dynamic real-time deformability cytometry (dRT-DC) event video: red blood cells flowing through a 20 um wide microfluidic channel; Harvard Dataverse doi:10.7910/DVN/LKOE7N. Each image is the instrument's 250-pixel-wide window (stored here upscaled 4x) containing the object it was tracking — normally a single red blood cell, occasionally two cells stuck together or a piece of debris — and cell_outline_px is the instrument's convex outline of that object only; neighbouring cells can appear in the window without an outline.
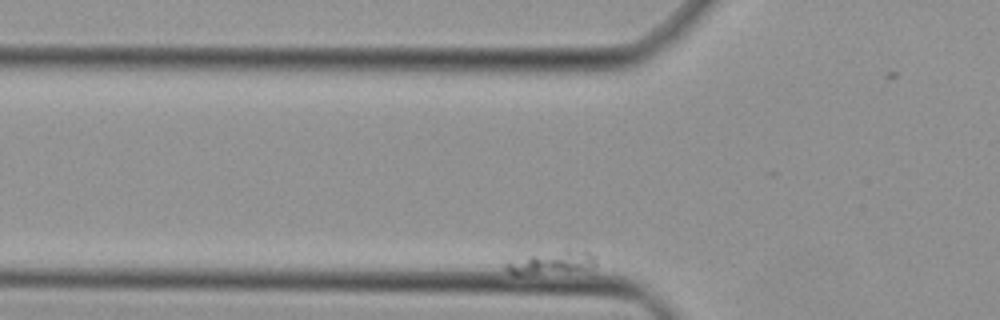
{"species": "Egyptian fruit bat (a non-hibernating species)", "species_latin": "Rousettus aegyptiacus", "temperature_condition": "cold", "stored_images_in_passage": 43, "camera_frame_rate_fps": 3000, "um_per_image_px": 0.085, "animal": {"sex": "female"}, "frame": {"image": 1, "passage_image": 3, "time_ms": 0.667, "image_size_px": [1000, 320], "cell_outline_px": [[596, 268], [592, 272], [516, 276], [508, 272], [504, 268], [504, 260], [564, 248], [584, 248], [592, 252], [596, 256]], "centroid_in_image_um": [47.0, 22.33], "position_along_channel_um": 78.8, "area_um2": 14.16}}
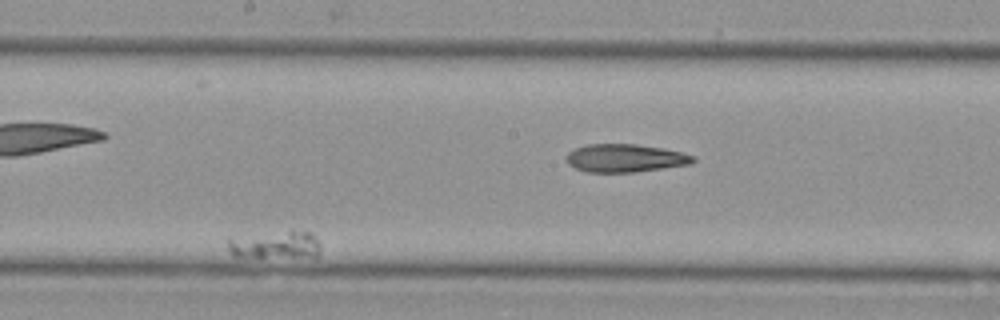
{"frame": {"image": 2, "passage_image": 22, "time_ms": 7.0, "image_size_px": [1000, 320], "cell_outline_px": [[320, 256], [232, 256], [228, 252], [228, 236], [292, 228], [312, 232], [320, 240]], "centroid_in_image_um": [23.39, 20.72], "position_along_channel_um": 224.8, "area_um2": 15.95}}
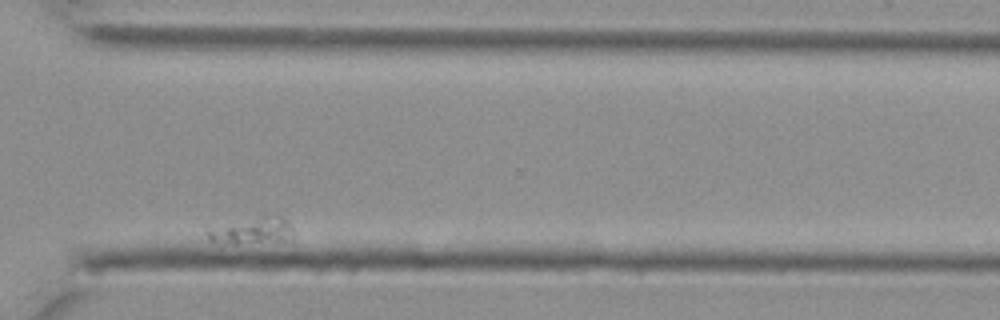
{"frame": {"image": 3, "passage_image": 36, "time_ms": 11.667, "image_size_px": [1000, 320], "cell_outline_px": [[292, 240], [236, 244], [224, 244], [208, 240], [204, 232], [204, 228], [264, 216], [280, 216], [292, 224]], "centroid_in_image_um": [21.37, 19.64], "position_along_channel_um": 349.2, "area_um2": 13.58}}